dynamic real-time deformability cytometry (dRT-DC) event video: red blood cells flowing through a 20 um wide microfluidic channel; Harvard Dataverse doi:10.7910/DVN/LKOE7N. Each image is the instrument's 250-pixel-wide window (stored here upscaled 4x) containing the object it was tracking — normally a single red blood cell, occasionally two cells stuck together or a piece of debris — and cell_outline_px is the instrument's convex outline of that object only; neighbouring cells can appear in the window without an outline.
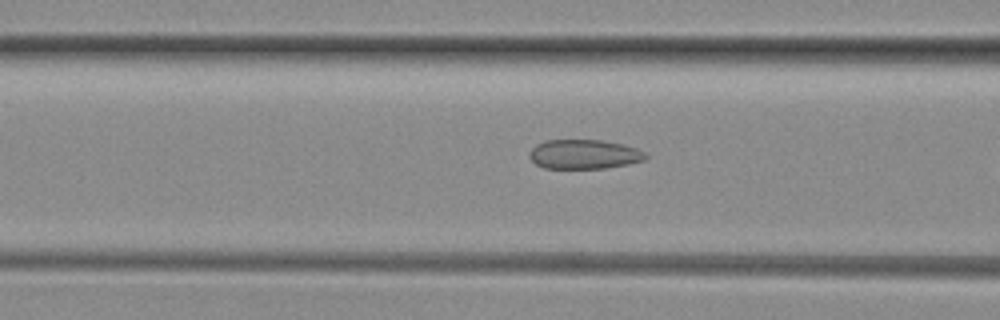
{"species": "common noctule bat (a hibernating species)", "species_latin": "Nyctalus noctula", "temperature_condition": "room temperature", "stored_images_in_passage": 17, "camera_frame_rate_fps": 3000, "um_per_image_px": 0.085, "animal": {"sex": "female", "body_mass_g": 29.2, "forearm_length_mm": 56.3}, "frame": {"image": 1, "passage_image": 15, "time_ms": 4.667, "image_size_px": [1000, 320], "cell_outline_px": [[648, 156], [644, 160], [628, 164], [604, 168], [544, 168], [536, 164], [528, 156], [528, 152], [536, 144], [544, 140], [600, 140], [624, 144], [636, 148], [644, 152]], "centroid_in_image_um": [49.62, 13.1], "position_along_channel_um": 117.0, "area_um2": 19.94}}